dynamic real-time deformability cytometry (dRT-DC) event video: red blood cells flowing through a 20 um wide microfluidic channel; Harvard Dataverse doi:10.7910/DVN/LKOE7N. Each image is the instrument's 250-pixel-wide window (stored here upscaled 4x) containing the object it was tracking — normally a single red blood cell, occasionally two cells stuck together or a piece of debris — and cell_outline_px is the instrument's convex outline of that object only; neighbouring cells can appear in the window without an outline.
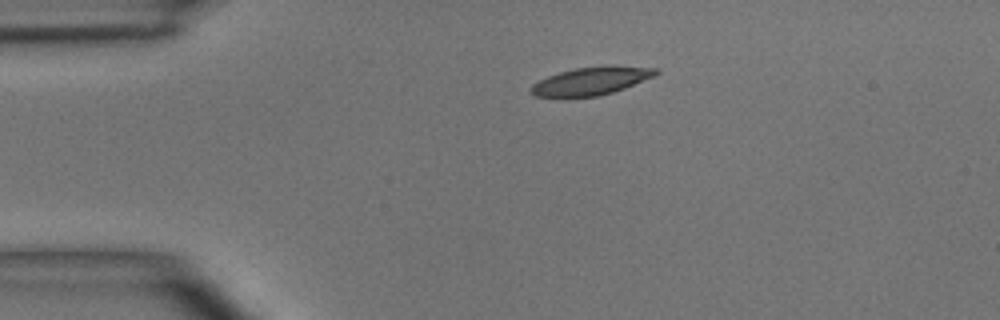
{"species": "common noctule bat (a hibernating species)", "species_latin": "Nyctalus noctula", "temperature_condition": "room temperature", "stored_images_in_passage": 2, "camera_frame_rate_fps": 3000, "um_per_image_px": 0.085, "animal": {"sex": "male", "body_mass_g": 15.6}, "frame": {"image": 1, "passage_image": 1, "time_ms": 0.0, "image_size_px": [1000, 320], "cell_outline_px": [[660, 72], [656, 76], [624, 88], [600, 96], [536, 96], [532, 92], [532, 84], [548, 76], [560, 72], [576, 68], [608, 64], [612, 64], [656, 68]], "centroid_in_image_um": [50.35, 6.84], "position_along_channel_um": 34.6, "area_um2": 20.29}}